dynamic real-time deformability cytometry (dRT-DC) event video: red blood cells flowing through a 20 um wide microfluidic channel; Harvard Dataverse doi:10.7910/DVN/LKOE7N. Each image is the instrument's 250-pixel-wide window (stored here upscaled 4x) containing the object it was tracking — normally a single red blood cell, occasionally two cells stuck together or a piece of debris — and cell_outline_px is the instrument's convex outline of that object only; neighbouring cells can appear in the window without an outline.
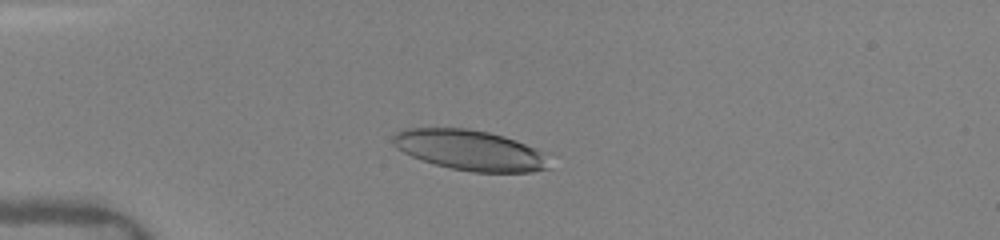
{"species": "human", "species_latin": "Homo sapiens", "temperature_condition": "warm", "stored_images_in_passage": 9, "camera_frame_rate_fps": 3000, "um_per_image_px": 0.085, "donor": {"sex": "female"}, "frame": {"image": 1, "passage_image": 7, "time_ms": 3.667, "image_size_px": [1000, 240], "cell_outline_px": [[548, 168], [532, 172], [472, 172], [452, 168], [436, 164], [412, 156], [404, 152], [392, 140], [392, 136], [396, 132], [404, 128], [468, 128], [488, 132], [504, 136], [516, 140], [536, 148], [540, 152]], "centroid_in_image_um": [39.91, 12.75], "position_along_channel_um": 45.1, "area_um2": 36.07}}